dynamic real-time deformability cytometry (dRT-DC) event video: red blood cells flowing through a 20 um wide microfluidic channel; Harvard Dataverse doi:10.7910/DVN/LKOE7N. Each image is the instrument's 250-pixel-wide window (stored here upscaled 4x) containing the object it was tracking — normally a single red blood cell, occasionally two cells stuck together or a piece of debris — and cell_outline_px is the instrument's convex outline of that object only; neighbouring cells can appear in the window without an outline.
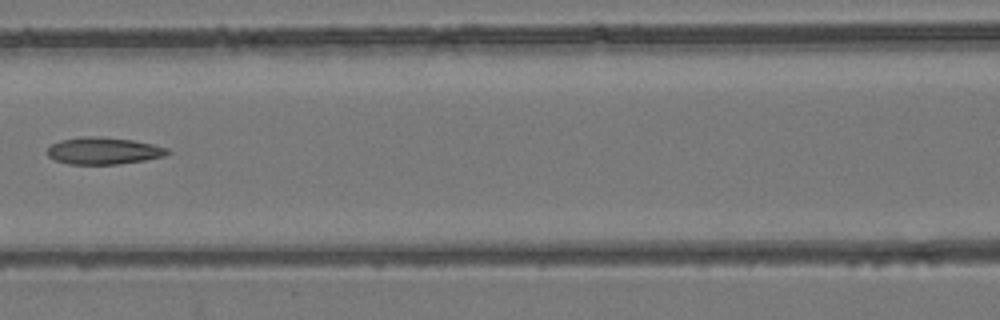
{"species": "common noctule bat (a hibernating species)", "species_latin": "Nyctalus noctula", "temperature_condition": "room temperature", "stored_images_in_passage": 6, "camera_frame_rate_fps": 3000, "um_per_image_px": 0.085, "animal": {"sex": "female", "body_mass_g": 24.6, "forearm_length_mm": 56.2}, "frame": {"image": 1, "passage_image": 4, "time_ms": 3.333, "image_size_px": [1000, 320], "cell_outline_px": [[172, 152], [164, 156], [144, 160], [116, 164], [68, 164], [56, 160], [48, 156], [48, 148], [52, 144], [60, 140], [84, 136], [100, 136], [132, 140], [152, 144], [168, 148]], "centroid_in_image_um": [8.81, 12.81], "position_along_channel_um": 157.8, "area_um2": 18.84}}
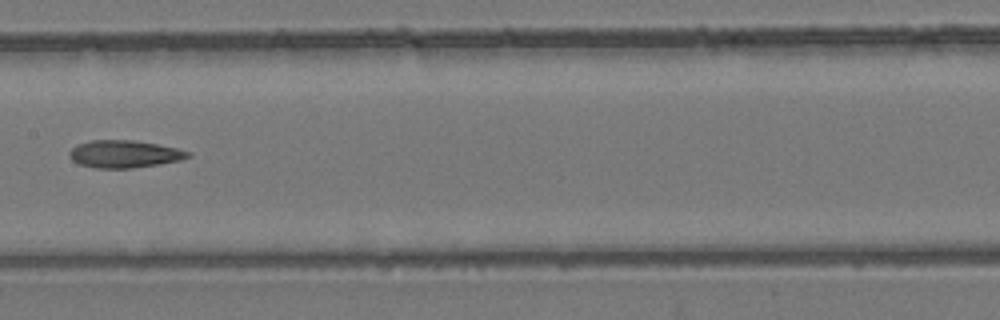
{"frame": {"image": 2, "passage_image": 5, "time_ms": 4.333, "image_size_px": [1000, 320], "cell_outline_px": [[192, 156], [180, 160], [160, 164], [132, 168], [96, 168], [80, 164], [72, 160], [68, 156], [68, 152], [76, 144], [92, 140], [132, 140], [156, 144], [176, 148], [192, 152]], "centroid_in_image_um": [10.56, 13.09], "position_along_channel_um": 196.8, "area_um2": 19.02}}
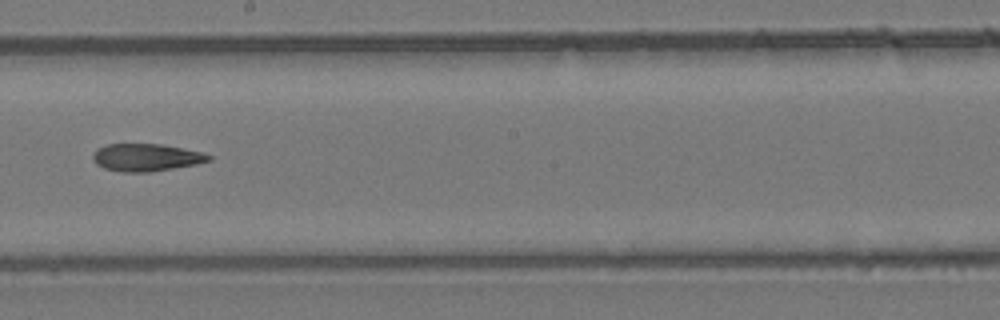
{"frame": {"image": 3, "passage_image": 6, "time_ms": 5.333, "image_size_px": [1000, 320], "cell_outline_px": [[212, 160], [196, 164], [148, 172], [124, 172], [104, 168], [96, 164], [92, 160], [92, 152], [96, 148], [108, 144], [160, 144], [200, 152], [212, 156]], "centroid_in_image_um": [12.36, 13.38], "position_along_channel_um": 235.8, "area_um2": 18.44}}